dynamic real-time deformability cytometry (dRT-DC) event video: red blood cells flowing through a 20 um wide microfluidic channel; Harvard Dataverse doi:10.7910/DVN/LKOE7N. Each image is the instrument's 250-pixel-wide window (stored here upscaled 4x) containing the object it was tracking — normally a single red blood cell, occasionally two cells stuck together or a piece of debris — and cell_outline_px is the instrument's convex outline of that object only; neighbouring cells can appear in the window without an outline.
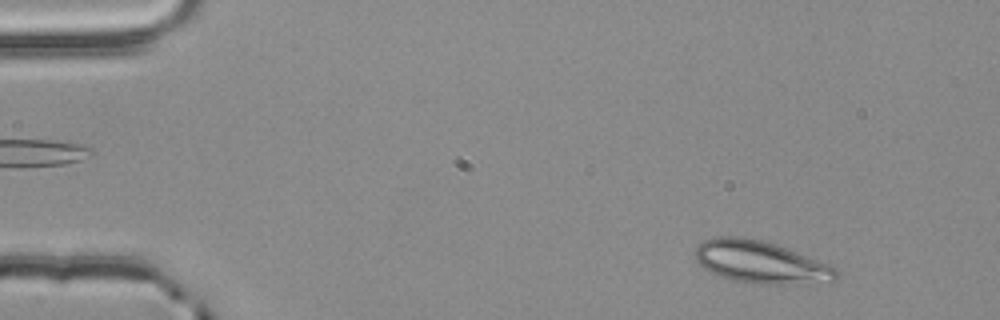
{"species": "common noctule bat (a hibernating species)", "species_latin": "Nyctalus noctula", "temperature_condition": "room temperature", "stored_images_in_passage": 37, "camera_frame_rate_fps": 3000, "um_per_image_px": 0.085, "animal": {"sex": "male", "body_mass_g": 20.4}, "frame": {"image": 1, "passage_image": 5, "time_ms": 1.333, "image_size_px": [1000, 320], "cell_outline_px": [[840, 276], [836, 280], [804, 284], [748, 284], [720, 276], [708, 272], [696, 260], [696, 248], [704, 240], [716, 236], [744, 236], [760, 240], [796, 252], [828, 264], [836, 268], [840, 272]], "centroid_in_image_um": [64.65, 22.3], "position_along_channel_um": 20.3, "area_um2": 34.8}}
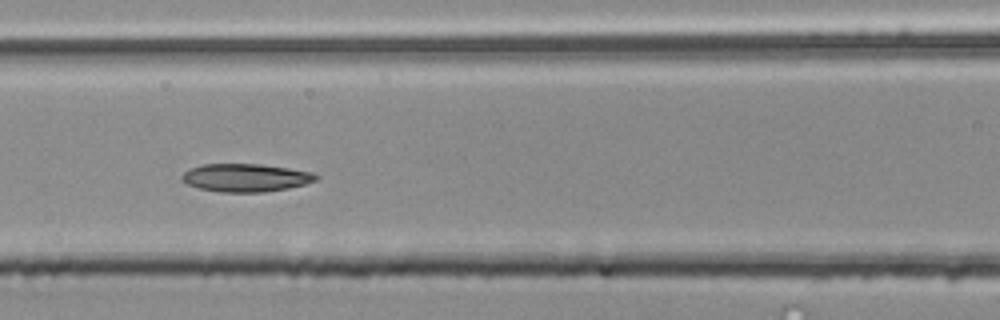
{"frame": {"image": 2, "passage_image": 23, "time_ms": 7.333, "image_size_px": [1000, 320], "cell_outline_px": [[320, 176], [316, 180], [304, 184], [288, 188], [264, 192], [220, 192], [200, 188], [188, 184], [180, 180], [180, 176], [188, 168], [204, 164], [260, 164], [288, 168], [312, 172]], "centroid_in_image_um": [20.85, 15.1], "position_along_channel_um": 145.7, "area_um2": 21.91}}
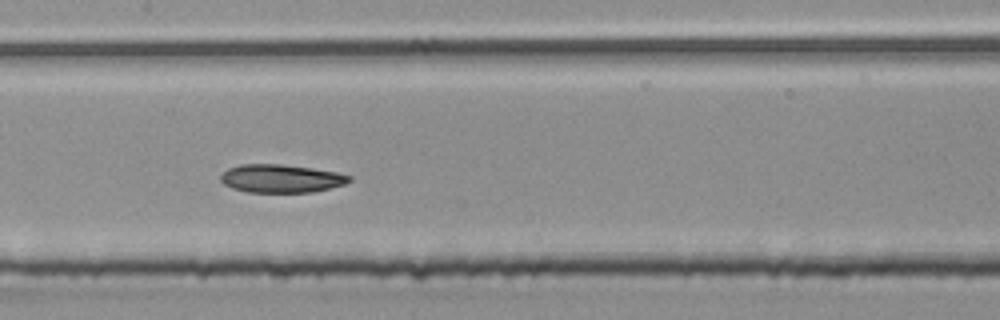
{"frame": {"image": 3, "passage_image": 26, "time_ms": 8.333, "image_size_px": [1000, 320], "cell_outline_px": [[352, 180], [344, 184], [312, 192], [248, 192], [232, 188], [224, 184], [220, 180], [220, 176], [228, 168], [240, 164], [280, 164], [312, 168], [336, 172], [352, 176]], "centroid_in_image_um": [23.88, 15.17], "position_along_channel_um": 183.5, "area_um2": 21.04}}